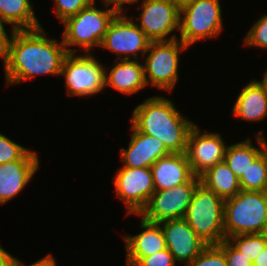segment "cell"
Listing matches in <instances>:
<instances>
[{"mask_svg": "<svg viewBox=\"0 0 267 266\" xmlns=\"http://www.w3.org/2000/svg\"><path fill=\"white\" fill-rule=\"evenodd\" d=\"M43 26L33 30H15L3 59L6 86L31 80L38 75L60 76L68 54L63 40L46 36Z\"/></svg>", "mask_w": 267, "mask_h": 266, "instance_id": "cell-1", "label": "cell"}, {"mask_svg": "<svg viewBox=\"0 0 267 266\" xmlns=\"http://www.w3.org/2000/svg\"><path fill=\"white\" fill-rule=\"evenodd\" d=\"M131 124L141 133L157 137L171 153H185L195 123L183 116L164 96L146 98L133 109Z\"/></svg>", "mask_w": 267, "mask_h": 266, "instance_id": "cell-2", "label": "cell"}, {"mask_svg": "<svg viewBox=\"0 0 267 266\" xmlns=\"http://www.w3.org/2000/svg\"><path fill=\"white\" fill-rule=\"evenodd\" d=\"M96 5L95 1L62 22L65 28L61 39L68 53H77L83 49L85 54H90L92 49L101 46L107 28L117 13L107 9V5L104 6L105 9H97ZM72 46H78L80 49H72Z\"/></svg>", "mask_w": 267, "mask_h": 266, "instance_id": "cell-3", "label": "cell"}, {"mask_svg": "<svg viewBox=\"0 0 267 266\" xmlns=\"http://www.w3.org/2000/svg\"><path fill=\"white\" fill-rule=\"evenodd\" d=\"M267 222V192L241 190L224 200L225 239L241 234H261Z\"/></svg>", "mask_w": 267, "mask_h": 266, "instance_id": "cell-4", "label": "cell"}, {"mask_svg": "<svg viewBox=\"0 0 267 266\" xmlns=\"http://www.w3.org/2000/svg\"><path fill=\"white\" fill-rule=\"evenodd\" d=\"M184 220L207 245L225 240L224 200L201 183L195 189Z\"/></svg>", "mask_w": 267, "mask_h": 266, "instance_id": "cell-5", "label": "cell"}, {"mask_svg": "<svg viewBox=\"0 0 267 266\" xmlns=\"http://www.w3.org/2000/svg\"><path fill=\"white\" fill-rule=\"evenodd\" d=\"M223 30L220 0H191L180 7V37L190 47L200 40L217 37Z\"/></svg>", "mask_w": 267, "mask_h": 266, "instance_id": "cell-6", "label": "cell"}, {"mask_svg": "<svg viewBox=\"0 0 267 266\" xmlns=\"http://www.w3.org/2000/svg\"><path fill=\"white\" fill-rule=\"evenodd\" d=\"M186 49L179 39L151 41L143 57L146 85L171 93L179 78V54Z\"/></svg>", "mask_w": 267, "mask_h": 266, "instance_id": "cell-7", "label": "cell"}, {"mask_svg": "<svg viewBox=\"0 0 267 266\" xmlns=\"http://www.w3.org/2000/svg\"><path fill=\"white\" fill-rule=\"evenodd\" d=\"M105 67L92 53H68L62 63L60 76H64L66 94L93 96L105 89Z\"/></svg>", "mask_w": 267, "mask_h": 266, "instance_id": "cell-8", "label": "cell"}, {"mask_svg": "<svg viewBox=\"0 0 267 266\" xmlns=\"http://www.w3.org/2000/svg\"><path fill=\"white\" fill-rule=\"evenodd\" d=\"M151 40L132 17L117 13L111 20L100 48L116 54V60H139L147 52Z\"/></svg>", "mask_w": 267, "mask_h": 266, "instance_id": "cell-9", "label": "cell"}, {"mask_svg": "<svg viewBox=\"0 0 267 266\" xmlns=\"http://www.w3.org/2000/svg\"><path fill=\"white\" fill-rule=\"evenodd\" d=\"M199 184L200 178L193 175L186 183L167 190H155L137 216L154 223L184 218Z\"/></svg>", "mask_w": 267, "mask_h": 266, "instance_id": "cell-10", "label": "cell"}, {"mask_svg": "<svg viewBox=\"0 0 267 266\" xmlns=\"http://www.w3.org/2000/svg\"><path fill=\"white\" fill-rule=\"evenodd\" d=\"M141 13L133 20L151 41H170L179 36L180 5L171 0H142ZM172 35V36H170Z\"/></svg>", "mask_w": 267, "mask_h": 266, "instance_id": "cell-11", "label": "cell"}, {"mask_svg": "<svg viewBox=\"0 0 267 266\" xmlns=\"http://www.w3.org/2000/svg\"><path fill=\"white\" fill-rule=\"evenodd\" d=\"M112 180L116 196L125 203L127 215L139 214L155 191L150 168L122 166Z\"/></svg>", "mask_w": 267, "mask_h": 266, "instance_id": "cell-12", "label": "cell"}, {"mask_svg": "<svg viewBox=\"0 0 267 266\" xmlns=\"http://www.w3.org/2000/svg\"><path fill=\"white\" fill-rule=\"evenodd\" d=\"M227 146L220 133H202L195 124L188 135L185 152L192 173L199 177L209 168L224 161Z\"/></svg>", "mask_w": 267, "mask_h": 266, "instance_id": "cell-13", "label": "cell"}, {"mask_svg": "<svg viewBox=\"0 0 267 266\" xmlns=\"http://www.w3.org/2000/svg\"><path fill=\"white\" fill-rule=\"evenodd\" d=\"M159 224L164 233L166 248L177 263H185L186 266L207 246L184 218L165 220Z\"/></svg>", "mask_w": 267, "mask_h": 266, "instance_id": "cell-14", "label": "cell"}, {"mask_svg": "<svg viewBox=\"0 0 267 266\" xmlns=\"http://www.w3.org/2000/svg\"><path fill=\"white\" fill-rule=\"evenodd\" d=\"M38 153L29 150L20 160L0 165V204L4 205L28 185L39 168Z\"/></svg>", "mask_w": 267, "mask_h": 266, "instance_id": "cell-15", "label": "cell"}, {"mask_svg": "<svg viewBox=\"0 0 267 266\" xmlns=\"http://www.w3.org/2000/svg\"><path fill=\"white\" fill-rule=\"evenodd\" d=\"M130 130L131 137L128 147L120 150L123 166L151 168L159 158L171 154L157 137L139 132L132 124Z\"/></svg>", "mask_w": 267, "mask_h": 266, "instance_id": "cell-16", "label": "cell"}, {"mask_svg": "<svg viewBox=\"0 0 267 266\" xmlns=\"http://www.w3.org/2000/svg\"><path fill=\"white\" fill-rule=\"evenodd\" d=\"M139 226L143 231L123 237L126 251L125 266H134L142 257L151 256L166 248L164 233L159 223L141 217Z\"/></svg>", "mask_w": 267, "mask_h": 266, "instance_id": "cell-17", "label": "cell"}, {"mask_svg": "<svg viewBox=\"0 0 267 266\" xmlns=\"http://www.w3.org/2000/svg\"><path fill=\"white\" fill-rule=\"evenodd\" d=\"M114 65L105 67V87L132 95L146 88L144 65L139 60H116Z\"/></svg>", "mask_w": 267, "mask_h": 266, "instance_id": "cell-18", "label": "cell"}, {"mask_svg": "<svg viewBox=\"0 0 267 266\" xmlns=\"http://www.w3.org/2000/svg\"><path fill=\"white\" fill-rule=\"evenodd\" d=\"M151 172L155 190H167L186 183L194 174L185 153H171L159 158Z\"/></svg>", "mask_w": 267, "mask_h": 266, "instance_id": "cell-19", "label": "cell"}, {"mask_svg": "<svg viewBox=\"0 0 267 266\" xmlns=\"http://www.w3.org/2000/svg\"><path fill=\"white\" fill-rule=\"evenodd\" d=\"M232 115L246 122H259L267 117V92L261 81L250 80L239 93Z\"/></svg>", "mask_w": 267, "mask_h": 266, "instance_id": "cell-20", "label": "cell"}, {"mask_svg": "<svg viewBox=\"0 0 267 266\" xmlns=\"http://www.w3.org/2000/svg\"><path fill=\"white\" fill-rule=\"evenodd\" d=\"M262 134L263 130L255 134L259 148L253 145L250 137L227 146L224 161L238 178L246 172L249 164L267 148V140Z\"/></svg>", "mask_w": 267, "mask_h": 266, "instance_id": "cell-21", "label": "cell"}, {"mask_svg": "<svg viewBox=\"0 0 267 266\" xmlns=\"http://www.w3.org/2000/svg\"><path fill=\"white\" fill-rule=\"evenodd\" d=\"M199 178L205 188L215 192L223 200L232 198L241 191L239 178L225 161L209 168Z\"/></svg>", "mask_w": 267, "mask_h": 266, "instance_id": "cell-22", "label": "cell"}, {"mask_svg": "<svg viewBox=\"0 0 267 266\" xmlns=\"http://www.w3.org/2000/svg\"><path fill=\"white\" fill-rule=\"evenodd\" d=\"M0 18L11 25L10 31L42 27L31 0H0Z\"/></svg>", "mask_w": 267, "mask_h": 266, "instance_id": "cell-23", "label": "cell"}, {"mask_svg": "<svg viewBox=\"0 0 267 266\" xmlns=\"http://www.w3.org/2000/svg\"><path fill=\"white\" fill-rule=\"evenodd\" d=\"M243 191L267 192V148L251 163L239 178Z\"/></svg>", "mask_w": 267, "mask_h": 266, "instance_id": "cell-24", "label": "cell"}, {"mask_svg": "<svg viewBox=\"0 0 267 266\" xmlns=\"http://www.w3.org/2000/svg\"><path fill=\"white\" fill-rule=\"evenodd\" d=\"M226 240L240 253L245 255L252 263L267 245V240L261 234L235 235Z\"/></svg>", "mask_w": 267, "mask_h": 266, "instance_id": "cell-25", "label": "cell"}, {"mask_svg": "<svg viewBox=\"0 0 267 266\" xmlns=\"http://www.w3.org/2000/svg\"><path fill=\"white\" fill-rule=\"evenodd\" d=\"M186 266H227L223 249L217 245H207L204 250Z\"/></svg>", "mask_w": 267, "mask_h": 266, "instance_id": "cell-26", "label": "cell"}, {"mask_svg": "<svg viewBox=\"0 0 267 266\" xmlns=\"http://www.w3.org/2000/svg\"><path fill=\"white\" fill-rule=\"evenodd\" d=\"M251 26L245 35L244 45L267 50V13L258 18Z\"/></svg>", "mask_w": 267, "mask_h": 266, "instance_id": "cell-27", "label": "cell"}, {"mask_svg": "<svg viewBox=\"0 0 267 266\" xmlns=\"http://www.w3.org/2000/svg\"><path fill=\"white\" fill-rule=\"evenodd\" d=\"M29 150L0 132V165L20 160Z\"/></svg>", "mask_w": 267, "mask_h": 266, "instance_id": "cell-28", "label": "cell"}, {"mask_svg": "<svg viewBox=\"0 0 267 266\" xmlns=\"http://www.w3.org/2000/svg\"><path fill=\"white\" fill-rule=\"evenodd\" d=\"M96 0H55L54 12L62 23L68 17L76 15L82 9L88 7Z\"/></svg>", "mask_w": 267, "mask_h": 266, "instance_id": "cell-29", "label": "cell"}, {"mask_svg": "<svg viewBox=\"0 0 267 266\" xmlns=\"http://www.w3.org/2000/svg\"><path fill=\"white\" fill-rule=\"evenodd\" d=\"M134 266H177V263L169 249L165 248L151 256L142 257Z\"/></svg>", "mask_w": 267, "mask_h": 266, "instance_id": "cell-30", "label": "cell"}, {"mask_svg": "<svg viewBox=\"0 0 267 266\" xmlns=\"http://www.w3.org/2000/svg\"><path fill=\"white\" fill-rule=\"evenodd\" d=\"M225 254L227 266H251L252 262L226 239L218 244Z\"/></svg>", "mask_w": 267, "mask_h": 266, "instance_id": "cell-31", "label": "cell"}, {"mask_svg": "<svg viewBox=\"0 0 267 266\" xmlns=\"http://www.w3.org/2000/svg\"><path fill=\"white\" fill-rule=\"evenodd\" d=\"M4 24H8L6 23L3 19L0 18V57L2 58V60L6 57V54L8 52V46L10 44V39L12 37V33L14 31H11L10 34H7L8 32H6V28Z\"/></svg>", "mask_w": 267, "mask_h": 266, "instance_id": "cell-32", "label": "cell"}, {"mask_svg": "<svg viewBox=\"0 0 267 266\" xmlns=\"http://www.w3.org/2000/svg\"><path fill=\"white\" fill-rule=\"evenodd\" d=\"M140 2V0H103V5H107L110 9L114 10L116 13H125L124 4L135 5V3ZM112 6V7H111Z\"/></svg>", "mask_w": 267, "mask_h": 266, "instance_id": "cell-33", "label": "cell"}, {"mask_svg": "<svg viewBox=\"0 0 267 266\" xmlns=\"http://www.w3.org/2000/svg\"><path fill=\"white\" fill-rule=\"evenodd\" d=\"M14 265L23 266L25 265V263H23L22 260L16 257ZM28 266H57V262H56V258H54V256L51 253H49L45 255V257H42L38 261L33 262L32 264H29Z\"/></svg>", "mask_w": 267, "mask_h": 266, "instance_id": "cell-34", "label": "cell"}, {"mask_svg": "<svg viewBox=\"0 0 267 266\" xmlns=\"http://www.w3.org/2000/svg\"><path fill=\"white\" fill-rule=\"evenodd\" d=\"M15 259L13 255L8 253L1 245H0V266H13L15 264Z\"/></svg>", "mask_w": 267, "mask_h": 266, "instance_id": "cell-35", "label": "cell"}, {"mask_svg": "<svg viewBox=\"0 0 267 266\" xmlns=\"http://www.w3.org/2000/svg\"><path fill=\"white\" fill-rule=\"evenodd\" d=\"M252 264L254 266H267V245L258 254Z\"/></svg>", "mask_w": 267, "mask_h": 266, "instance_id": "cell-36", "label": "cell"}, {"mask_svg": "<svg viewBox=\"0 0 267 266\" xmlns=\"http://www.w3.org/2000/svg\"><path fill=\"white\" fill-rule=\"evenodd\" d=\"M265 72L263 74V79L260 80L262 84L265 86L266 92H267V68H265Z\"/></svg>", "mask_w": 267, "mask_h": 266, "instance_id": "cell-37", "label": "cell"}, {"mask_svg": "<svg viewBox=\"0 0 267 266\" xmlns=\"http://www.w3.org/2000/svg\"><path fill=\"white\" fill-rule=\"evenodd\" d=\"M261 235L267 240V222L265 223L264 229Z\"/></svg>", "mask_w": 267, "mask_h": 266, "instance_id": "cell-38", "label": "cell"}, {"mask_svg": "<svg viewBox=\"0 0 267 266\" xmlns=\"http://www.w3.org/2000/svg\"><path fill=\"white\" fill-rule=\"evenodd\" d=\"M171 1H174L175 3H177L178 5H183L184 3L188 2V1H191V0H171Z\"/></svg>", "mask_w": 267, "mask_h": 266, "instance_id": "cell-39", "label": "cell"}]
</instances>
